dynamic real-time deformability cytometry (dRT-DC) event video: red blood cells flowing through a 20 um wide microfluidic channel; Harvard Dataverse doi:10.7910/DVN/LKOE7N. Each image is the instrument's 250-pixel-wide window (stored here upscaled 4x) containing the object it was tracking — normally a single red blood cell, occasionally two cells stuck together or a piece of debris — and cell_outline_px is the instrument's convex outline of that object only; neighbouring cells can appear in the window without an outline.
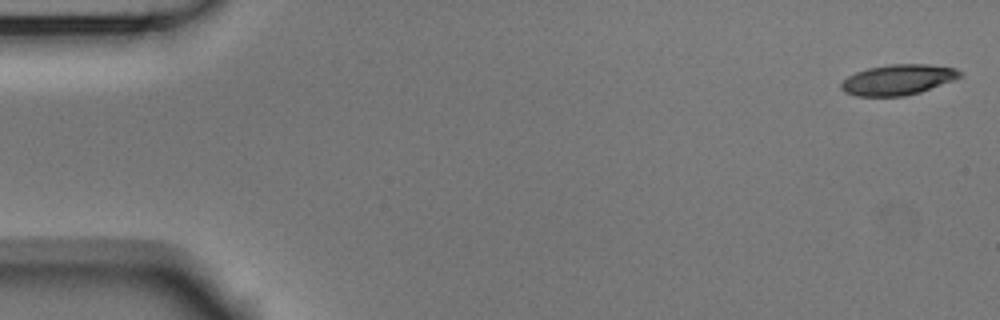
{"species": "Egyptian fruit bat (a non-hibernating species)", "species_latin": "Rousettus aegyptiacus", "temperature_condition": "room temperature", "stored_images_in_passage": 5, "camera_frame_rate_fps": 3000, "um_per_image_px": 0.085, "animal": {"sex": "male"}, "frame": {"image": 1, "passage_image": 1, "time_ms": 0.0, "image_size_px": [1000, 320], "cell_outline_px": [[960, 76], [952, 80], [920, 92], [904, 96], [856, 96], [844, 92], [840, 88], [840, 84], [848, 76], [856, 72], [868, 68], [888, 64], [928, 64], [956, 68], [960, 72]], "centroid_in_image_um": [76.28, 6.77], "position_along_channel_um": 8.7, "area_um2": 20.92}}
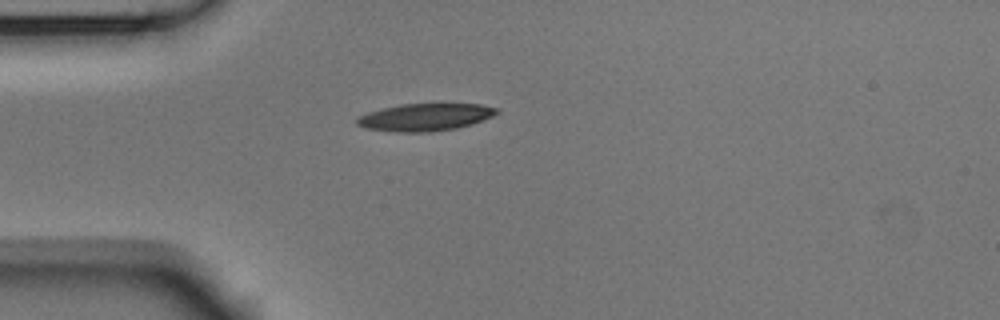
{"frame": {"image": 2, "passage_image": 5, "time_ms": 1.333, "image_size_px": [1000, 320], "cell_outline_px": [[500, 112], [492, 116], [472, 124], [456, 128], [432, 132], [396, 132], [364, 128], [356, 124], [356, 120], [360, 116], [368, 112], [400, 104], [440, 100], [480, 104], [500, 108]], "centroid_in_image_um": [36.22, 9.9], "position_along_channel_um": 48.8, "area_um2": 23.47}}